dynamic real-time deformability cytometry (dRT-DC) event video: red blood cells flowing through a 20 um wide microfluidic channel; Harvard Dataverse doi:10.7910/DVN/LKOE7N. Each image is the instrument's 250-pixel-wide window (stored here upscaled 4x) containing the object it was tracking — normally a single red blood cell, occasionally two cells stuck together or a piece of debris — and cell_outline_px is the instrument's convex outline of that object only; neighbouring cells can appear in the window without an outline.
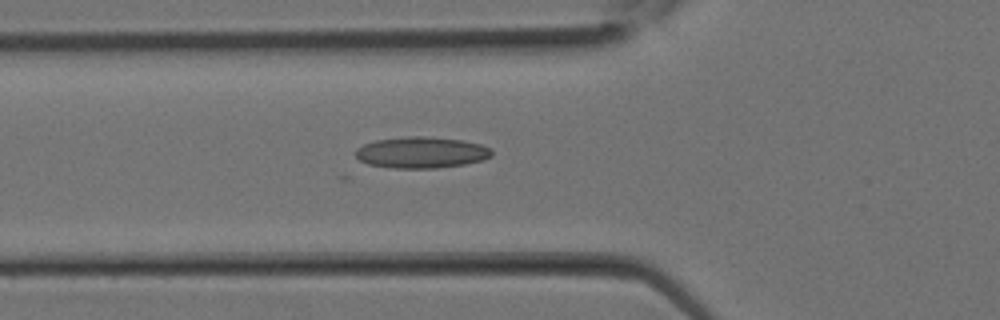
{"species": "Egyptian fruit bat (a non-hibernating species)", "species_latin": "Rousettus aegyptiacus", "temperature_condition": "room temperature", "stored_images_in_passage": 8, "camera_frame_rate_fps": 3000, "um_per_image_px": 0.085, "animal": {"sex": "female"}, "frame": {"image": 1, "passage_image": 6, "time_ms": 1.667, "image_size_px": [1000, 320], "cell_outline_px": [[492, 156], [480, 160], [464, 164], [436, 168], [392, 168], [368, 164], [360, 160], [356, 156], [356, 148], [364, 144], [376, 140], [408, 136], [424, 136], [464, 140], [480, 144], [492, 148]], "centroid_in_image_um": [35.82, 12.95], "position_along_channel_um": 90.0, "area_um2": 24.8}}
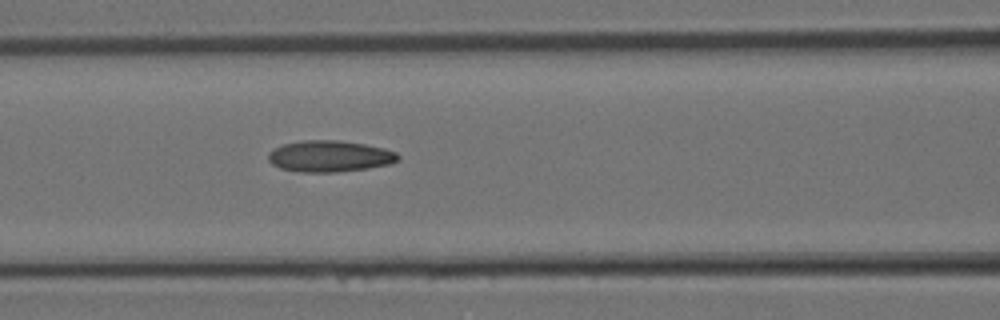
{"frame": {"image": 2, "passage_image": 8, "time_ms": 2.333, "image_size_px": [1000, 320], "cell_outline_px": [[400, 160], [388, 164], [368, 168], [336, 172], [300, 172], [280, 168], [272, 164], [268, 160], [268, 152], [272, 148], [284, 144], [304, 140], [340, 140], [364, 144], [384, 148], [396, 152], [400, 156]], "centroid_in_image_um": [28.01, 13.27], "position_along_channel_um": 138.6, "area_um2": 23.81}}